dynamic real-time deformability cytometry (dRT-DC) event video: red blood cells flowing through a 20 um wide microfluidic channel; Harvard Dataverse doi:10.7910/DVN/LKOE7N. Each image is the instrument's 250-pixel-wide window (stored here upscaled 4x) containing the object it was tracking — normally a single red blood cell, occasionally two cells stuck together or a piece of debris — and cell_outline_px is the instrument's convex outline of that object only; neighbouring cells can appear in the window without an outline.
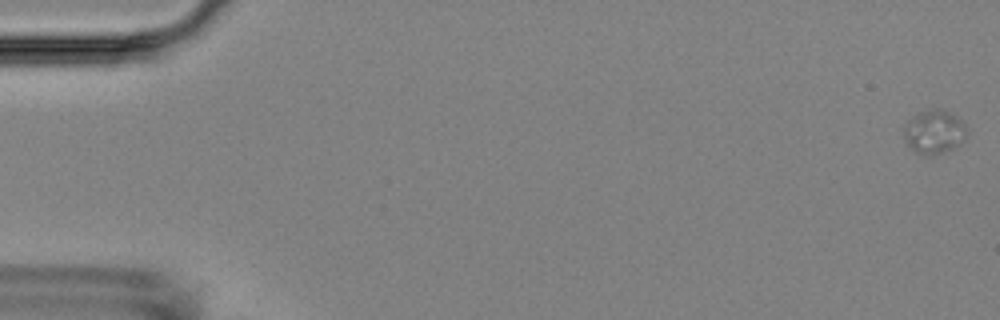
{"species": "Egyptian fruit bat (a non-hibernating species)", "species_latin": "Rousettus aegyptiacus", "temperature_condition": "room temperature", "stored_images_in_passage": 5, "camera_frame_rate_fps": 3000, "um_per_image_px": 0.085, "animal": {"sex": "female"}, "frame": {"image": 1, "passage_image": 5, "time_ms": 6.333, "image_size_px": [1000, 320], "cell_outline_px": [[968, 132], [964, 140], [960, 144], [944, 152], [928, 156], [924, 156], [916, 152], [908, 144], [904, 136], [904, 128], [908, 120], [912, 116], [920, 112], [932, 108], [940, 108], [956, 116], [964, 124]], "centroid_in_image_um": [79.41, 11.2], "position_along_channel_um": 5.6, "area_um2": 16.01}}